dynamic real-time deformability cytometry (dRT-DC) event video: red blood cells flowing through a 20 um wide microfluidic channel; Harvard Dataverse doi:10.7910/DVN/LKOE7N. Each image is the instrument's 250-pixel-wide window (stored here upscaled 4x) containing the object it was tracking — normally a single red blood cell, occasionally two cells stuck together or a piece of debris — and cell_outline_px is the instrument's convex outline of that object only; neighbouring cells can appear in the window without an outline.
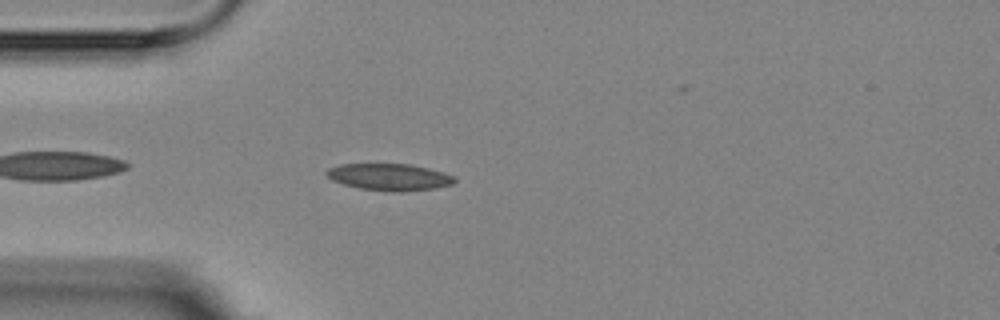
{"species": "Egyptian fruit bat (a non-hibernating species)", "species_latin": "Rousettus aegyptiacus", "temperature_condition": "room temperature", "stored_images_in_passage": 4, "camera_frame_rate_fps": 3000, "um_per_image_px": 0.085, "animal": {"sex": "female"}, "frame": {"image": 1, "passage_image": 4, "time_ms": 3.667, "image_size_px": [1000, 320], "cell_outline_px": [[456, 180], [452, 184], [436, 188], [400, 192], [392, 192], [360, 188], [344, 184], [332, 180], [324, 172], [328, 168], [340, 164], [408, 164], [428, 168], [444, 172], [456, 176]], "centroid_in_image_um": [33.12, 15.04], "position_along_channel_um": 51.9, "area_um2": 20.06}}